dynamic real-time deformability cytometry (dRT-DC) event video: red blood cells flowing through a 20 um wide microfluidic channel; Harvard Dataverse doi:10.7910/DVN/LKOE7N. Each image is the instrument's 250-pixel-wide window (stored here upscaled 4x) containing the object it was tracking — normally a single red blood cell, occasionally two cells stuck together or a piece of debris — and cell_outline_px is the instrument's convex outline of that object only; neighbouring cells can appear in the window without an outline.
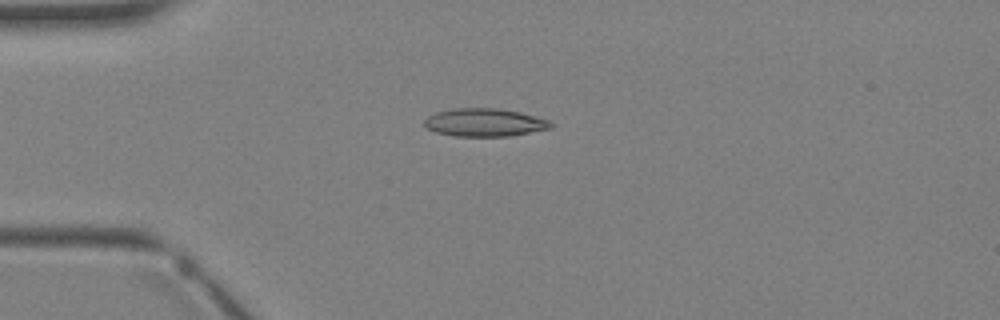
{"species": "Egyptian fruit bat (a non-hibernating species)", "species_latin": "Rousettus aegyptiacus", "temperature_condition": "warm", "stored_images_in_passage": 2, "camera_frame_rate_fps": 3000, "um_per_image_px": 0.085, "animal": {"sex": "female"}, "frame": {"image": 1, "passage_image": 2, "time_ms": 1.0, "image_size_px": [1000, 320], "cell_outline_px": [[556, 124], [552, 128], [512, 136], [456, 136], [436, 132], [424, 128], [424, 120], [428, 116], [436, 112], [452, 108], [496, 108], [520, 112], [552, 120]], "centroid_in_image_um": [41.23, 10.41], "position_along_channel_um": 43.8, "area_um2": 20.98}}